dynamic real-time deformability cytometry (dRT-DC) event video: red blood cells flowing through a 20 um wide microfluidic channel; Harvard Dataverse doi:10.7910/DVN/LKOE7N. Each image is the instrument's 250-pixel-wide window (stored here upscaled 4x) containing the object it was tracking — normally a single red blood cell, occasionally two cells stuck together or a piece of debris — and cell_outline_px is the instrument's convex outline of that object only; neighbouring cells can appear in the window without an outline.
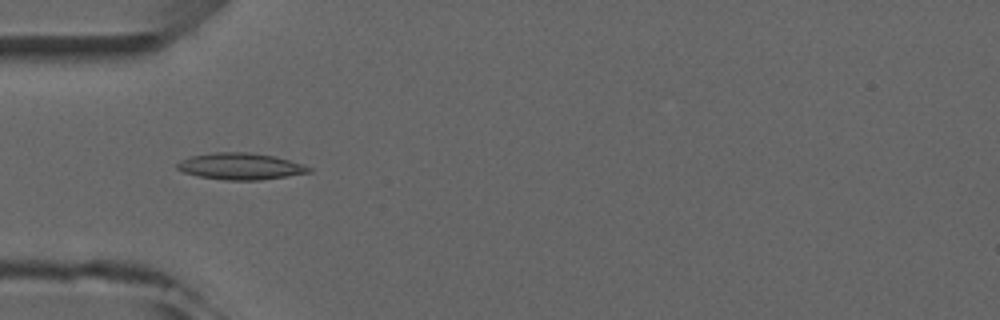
{"species": "common noctule bat (a hibernating species)", "species_latin": "Nyctalus noctula", "temperature_condition": "room temperature", "stored_images_in_passage": 5, "camera_frame_rate_fps": 3000, "um_per_image_px": 0.085, "animal": {"sex": "male", "forearm_length_mm": 52.5}, "frame": {"image": 1, "passage_image": 3, "time_ms": 2.0, "image_size_px": [1000, 320], "cell_outline_px": [[312, 172], [288, 176], [260, 180], [224, 180], [196, 176], [184, 172], [176, 168], [176, 164], [180, 160], [192, 156], [216, 152], [248, 152], [272, 156], [304, 164], [312, 168]], "centroid_in_image_um": [20.44, 14.14], "position_along_channel_um": 64.6, "area_um2": 20.4}}
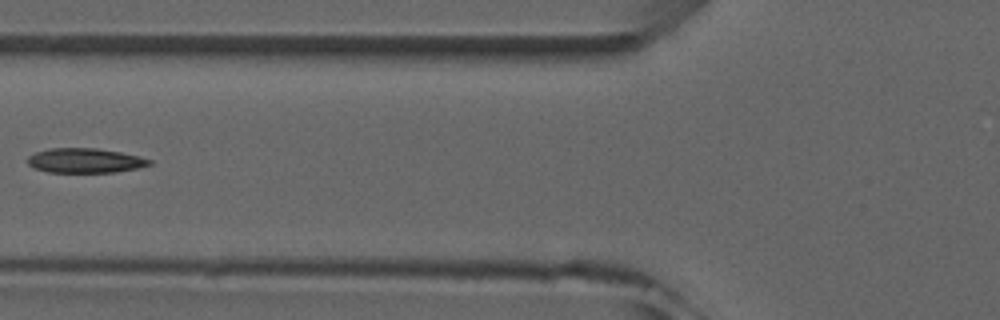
{"frame": {"image": 2, "passage_image": 4, "time_ms": 3.333, "image_size_px": [1000, 320], "cell_outline_px": [[152, 164], [136, 168], [116, 172], [48, 172], [32, 168], [28, 164], [28, 156], [36, 152], [48, 148], [96, 148], [120, 152], [152, 160]], "centroid_in_image_um": [7.18, 13.65], "position_along_channel_um": 118.6, "area_um2": 17.4}}
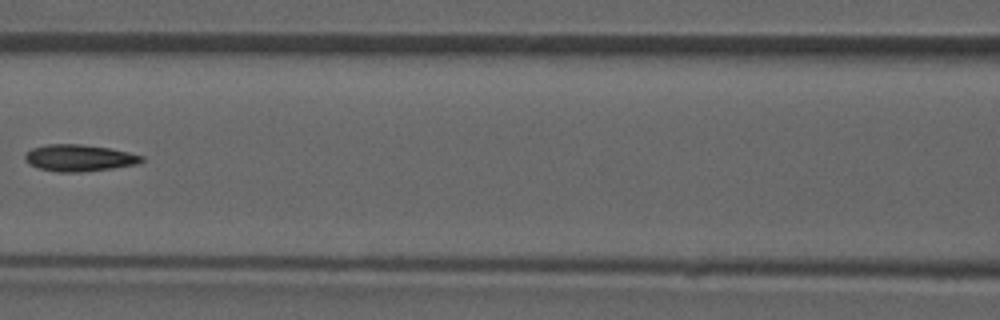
{"frame": {"image": 3, "passage_image": 5, "time_ms": 4.333, "image_size_px": [1000, 320], "cell_outline_px": [[144, 160], [140, 164], [112, 168], [80, 172], [60, 172], [36, 168], [28, 164], [24, 160], [24, 156], [32, 148], [48, 144], [80, 144], [112, 148], [144, 156]], "centroid_in_image_um": [6.74, 13.42], "position_along_channel_um": 159.9, "area_um2": 18.32}}